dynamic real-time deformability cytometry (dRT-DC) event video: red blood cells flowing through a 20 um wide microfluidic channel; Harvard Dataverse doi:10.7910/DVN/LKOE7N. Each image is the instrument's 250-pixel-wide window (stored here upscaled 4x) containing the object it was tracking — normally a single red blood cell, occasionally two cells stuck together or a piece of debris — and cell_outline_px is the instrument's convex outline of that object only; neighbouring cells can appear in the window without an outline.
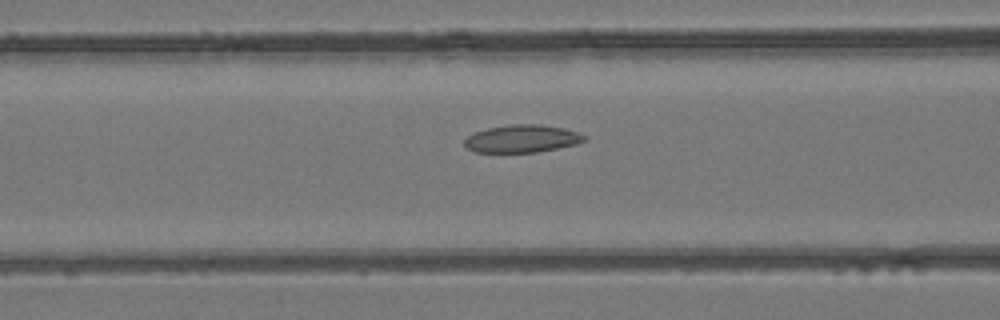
{"species": "common noctule bat (a hibernating species)", "species_latin": "Nyctalus noctula", "temperature_condition": "room temperature", "stored_images_in_passage": 30, "camera_frame_rate_fps": 3000, "um_per_image_px": 0.085, "animal": {"sex": "female", "body_mass_g": 24.6, "forearm_length_mm": 56.2}, "frame": {"image": 1, "passage_image": 12, "time_ms": 3.667, "image_size_px": [1000, 320], "cell_outline_px": [[584, 140], [576, 144], [536, 152], [476, 152], [468, 148], [464, 144], [464, 140], [468, 136], [476, 132], [488, 128], [512, 124], [540, 124], [564, 128], [580, 132], [584, 136]], "centroid_in_image_um": [44.37, 11.78], "position_along_channel_um": 122.2, "area_um2": 19.07}}
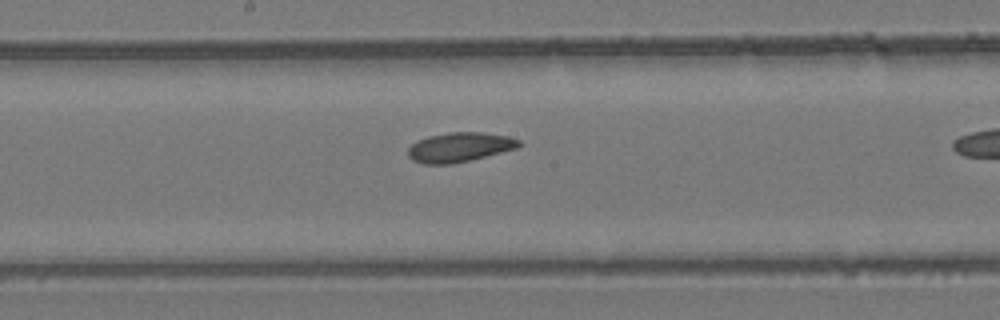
{"frame": {"image": 2, "passage_image": 18, "time_ms": 5.667, "image_size_px": [1000, 320], "cell_outline_px": [[520, 144], [516, 148], [452, 164], [424, 164], [412, 160], [408, 156], [408, 148], [412, 144], [428, 136], [448, 132], [480, 132], [508, 136], [520, 140]], "centroid_in_image_um": [39.02, 12.51], "position_along_channel_um": 209.2, "area_um2": 18.79}}
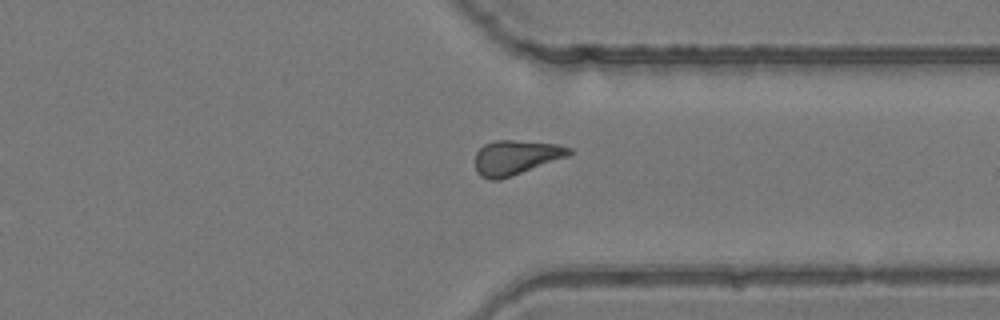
{"frame": {"image": 3, "passage_image": 29, "time_ms": 9.333, "image_size_px": [1000, 320], "cell_outline_px": [[572, 152], [568, 156], [500, 180], [488, 180], [480, 176], [476, 172], [476, 152], [484, 144], [496, 140], [512, 140], [556, 144], [572, 148]], "centroid_in_image_um": [43.82, 13.39], "position_along_channel_um": 367.6, "area_um2": 18.84}}